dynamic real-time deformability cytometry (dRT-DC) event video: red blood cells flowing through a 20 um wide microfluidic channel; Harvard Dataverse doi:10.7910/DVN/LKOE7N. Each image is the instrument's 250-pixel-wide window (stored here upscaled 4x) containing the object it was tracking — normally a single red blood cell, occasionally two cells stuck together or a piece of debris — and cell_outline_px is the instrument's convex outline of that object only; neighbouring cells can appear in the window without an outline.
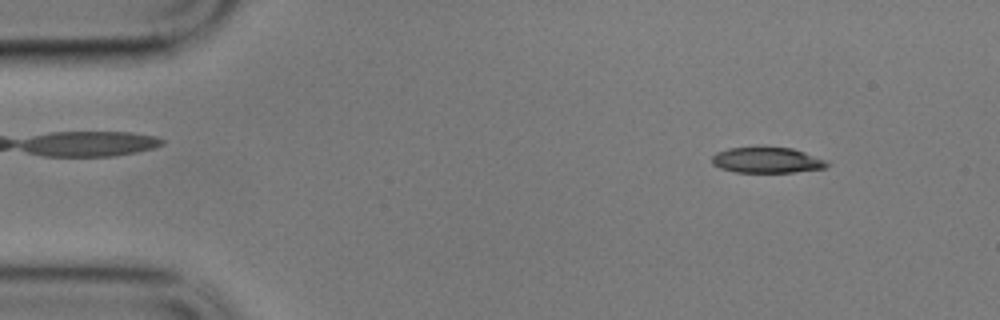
{"species": "common noctule bat (a hibernating species)", "species_latin": "Nyctalus noctula", "temperature_condition": "cold", "stored_images_in_passage": 57, "camera_frame_rate_fps": 3000, "um_per_image_px": 0.085, "animal": {"sex": "male", "body_mass_g": 17.9}, "frame": {"image": 1, "passage_image": 6, "time_ms": 1.667, "image_size_px": [1000, 320], "cell_outline_px": [[832, 164], [824, 168], [792, 172], [736, 172], [720, 168], [712, 164], [712, 156], [716, 152], [728, 148], [760, 144], [792, 148], [828, 160]], "centroid_in_image_um": [65.18, 13.56], "position_along_channel_um": 19.8, "area_um2": 18.03}}
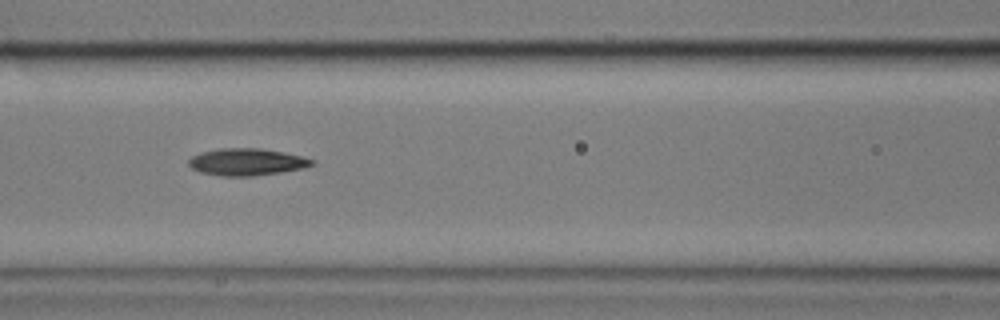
{"frame": {"image": 2, "passage_image": 24, "time_ms": 7.667, "image_size_px": [1000, 320], "cell_outline_px": [[316, 164], [304, 168], [280, 172], [252, 176], [224, 176], [200, 172], [192, 168], [188, 164], [188, 160], [192, 156], [204, 152], [220, 148], [260, 148], [284, 152], [316, 160]], "centroid_in_image_um": [21.01, 13.76], "position_along_channel_um": 145.6, "area_um2": 19.36}}
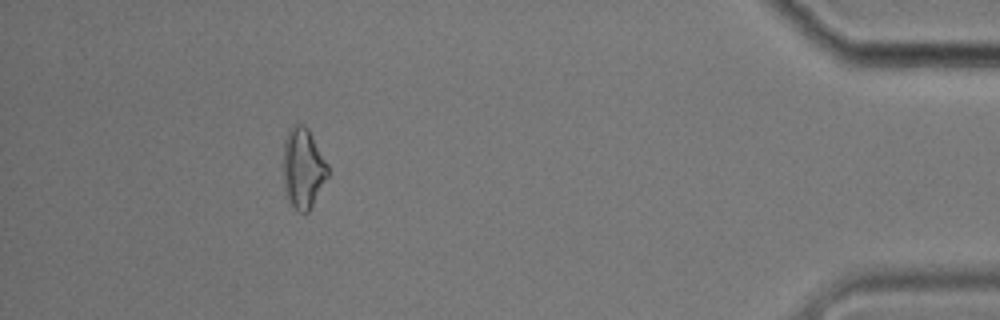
{"frame": {"image": 3, "passage_image": 52, "time_ms": 17.0, "image_size_px": [1000, 320], "cell_outline_px": [[328, 176], [308, 212], [300, 212], [288, 200], [284, 192], [284, 140], [292, 124], [300, 124], [308, 128], [328, 164]], "centroid_in_image_um": [25.76, 14.28], "position_along_channel_um": 409.4, "area_um2": 20.63}, "authors_computed_cell_mechanics": {"area_um2": 18.9584, "velocity_mm_per_s": 3.4213, "shape_relaxation_time_tau1_ms": 3.4566, "shape_relaxation_time_tau2_ms": null, "deformation_change_tau1": 0.1217, "deformation_change_tau2": null}}